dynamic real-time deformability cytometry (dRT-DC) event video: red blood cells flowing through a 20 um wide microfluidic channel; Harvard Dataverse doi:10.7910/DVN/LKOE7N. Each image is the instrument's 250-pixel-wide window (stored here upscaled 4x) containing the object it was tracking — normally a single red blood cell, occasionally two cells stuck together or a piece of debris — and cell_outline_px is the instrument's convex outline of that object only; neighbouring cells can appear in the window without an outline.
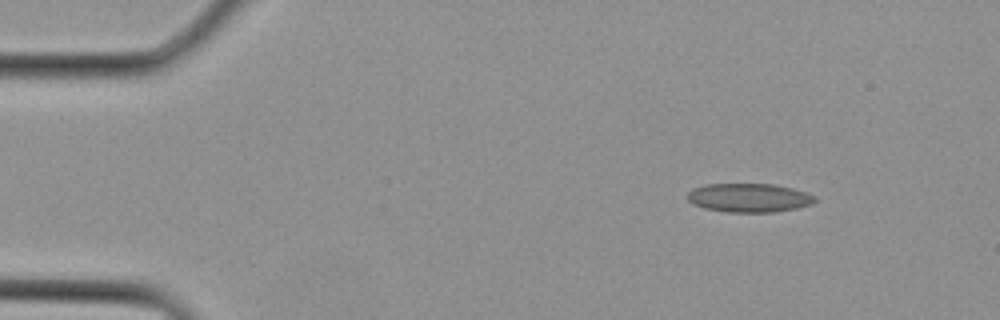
{"species": "Egyptian fruit bat (a non-hibernating species)", "species_latin": "Rousettus aegyptiacus", "temperature_condition": "cold", "stored_images_in_passage": 2, "camera_frame_rate_fps": 3000, "um_per_image_px": 0.085, "animal": {"sex": "female"}, "frame": {"image": 1, "passage_image": 1, "time_ms": 0.0, "image_size_px": [1000, 320], "cell_outline_px": [[816, 200], [812, 204], [796, 208], [772, 212], [728, 212], [704, 208], [692, 204], [688, 200], [688, 192], [692, 188], [708, 184], [772, 184], [792, 188], [816, 196]], "centroid_in_image_um": [63.65, 16.81], "position_along_channel_um": 21.4, "area_um2": 21.33}}